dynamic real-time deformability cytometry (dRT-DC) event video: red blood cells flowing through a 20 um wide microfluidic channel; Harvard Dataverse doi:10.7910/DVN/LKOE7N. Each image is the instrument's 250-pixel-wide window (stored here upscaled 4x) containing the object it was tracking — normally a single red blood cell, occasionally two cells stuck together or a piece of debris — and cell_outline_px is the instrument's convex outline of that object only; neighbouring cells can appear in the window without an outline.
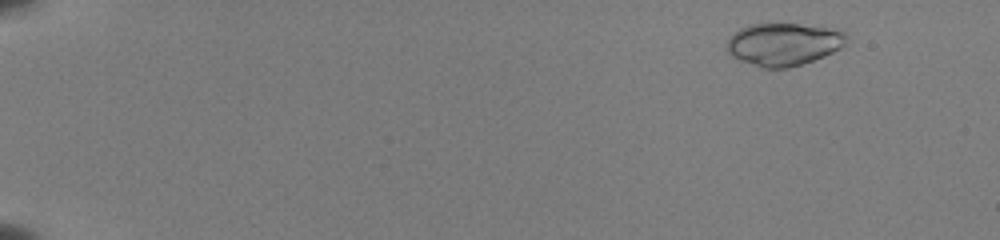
{"species": "common noctule bat (a hibernating species)", "species_latin": "Nyctalus noctula", "temperature_condition": "room temperature", "stored_images_in_passage": 53, "camera_frame_rate_fps": 3000, "um_per_image_px": 0.085, "animal": {"sex": "female", "body_mass_g": 22.0, "forearm_length_mm": 56.7}, "frame": {"image": 1, "passage_image": 5, "time_ms": 1.333, "image_size_px": [1000, 240], "cell_outline_px": [[844, 44], [840, 48], [824, 56], [788, 68], [760, 68], [740, 60], [732, 56], [728, 52], [728, 40], [740, 28], [748, 24], [796, 24], [844, 28]], "centroid_in_image_um": [66.62, 3.75], "position_along_channel_um": 18.4, "area_um2": 29.59}}